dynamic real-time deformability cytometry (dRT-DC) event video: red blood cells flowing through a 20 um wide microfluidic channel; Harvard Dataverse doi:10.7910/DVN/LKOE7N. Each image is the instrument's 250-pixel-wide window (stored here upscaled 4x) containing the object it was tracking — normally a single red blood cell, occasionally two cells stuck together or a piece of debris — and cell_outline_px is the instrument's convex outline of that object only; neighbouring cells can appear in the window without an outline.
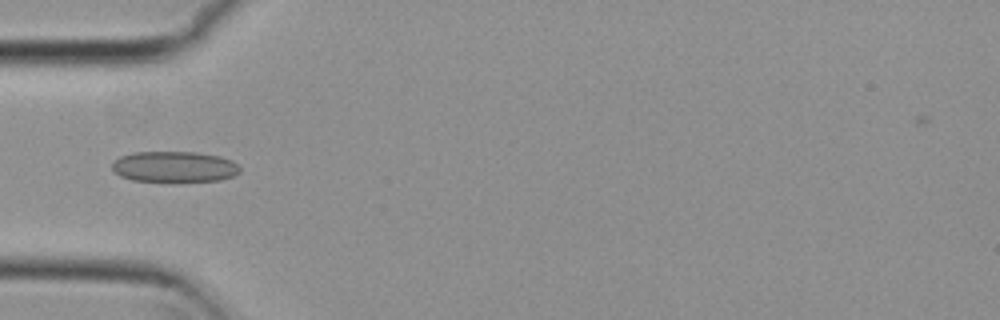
{"species": "common noctule bat (a hibernating species)", "species_latin": "Nyctalus noctula", "temperature_condition": "cold", "stored_images_in_passage": 4, "camera_frame_rate_fps": 3000, "um_per_image_px": 0.085, "animal": {"sex": "female", "body_mass_g": 29.2, "forearm_length_mm": 56.3}, "frame": {"image": 1, "passage_image": 4, "time_ms": 1.0, "image_size_px": [1000, 320], "cell_outline_px": [[240, 172], [232, 176], [220, 180], [132, 180], [120, 176], [112, 168], [112, 164], [120, 156], [132, 152], [196, 152], [220, 156], [232, 160], [240, 168]], "centroid_in_image_um": [14.82, 14.15], "position_along_channel_um": 70.2, "area_um2": 22.54}}